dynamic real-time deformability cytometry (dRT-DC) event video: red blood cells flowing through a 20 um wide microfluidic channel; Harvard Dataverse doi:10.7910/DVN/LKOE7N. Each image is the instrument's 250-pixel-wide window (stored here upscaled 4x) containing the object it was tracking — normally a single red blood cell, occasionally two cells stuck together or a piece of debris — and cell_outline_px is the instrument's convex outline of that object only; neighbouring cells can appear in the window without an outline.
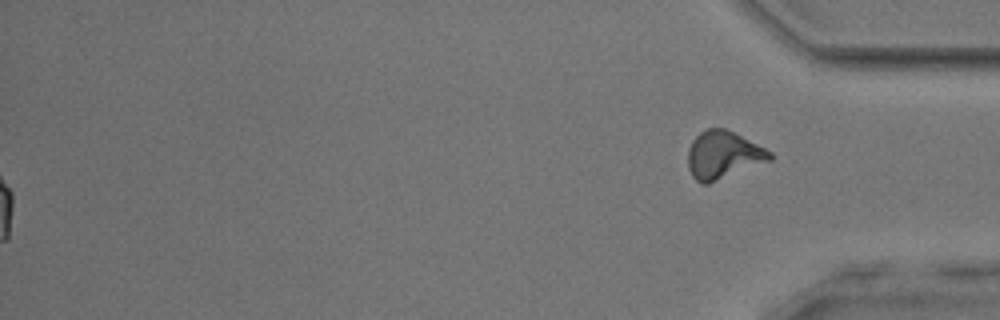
{"species": "common noctule bat (a hibernating species)", "species_latin": "Nyctalus noctula", "temperature_condition": "room temperature", "stored_images_in_passage": 54, "segment_of_instrument_passage": [2, 2], "camera_frame_rate_fps": 3000, "um_per_image_px": 0.085, "animal": {"sex": "male", "body_mass_g": 17.9, "forearm_length_mm": 54.2}, "frame": {"image": 1, "passage_image": 54, "time_ms": 17.667, "image_size_px": [1000, 320], "cell_outline_px": [[772, 160], [708, 184], [700, 184], [692, 176], [688, 168], [688, 148], [692, 140], [700, 132], [708, 128], [724, 128], [772, 152]], "centroid_in_image_um": [61.44, 13.19], "position_along_channel_um": 373.8, "area_um2": 22.66}}